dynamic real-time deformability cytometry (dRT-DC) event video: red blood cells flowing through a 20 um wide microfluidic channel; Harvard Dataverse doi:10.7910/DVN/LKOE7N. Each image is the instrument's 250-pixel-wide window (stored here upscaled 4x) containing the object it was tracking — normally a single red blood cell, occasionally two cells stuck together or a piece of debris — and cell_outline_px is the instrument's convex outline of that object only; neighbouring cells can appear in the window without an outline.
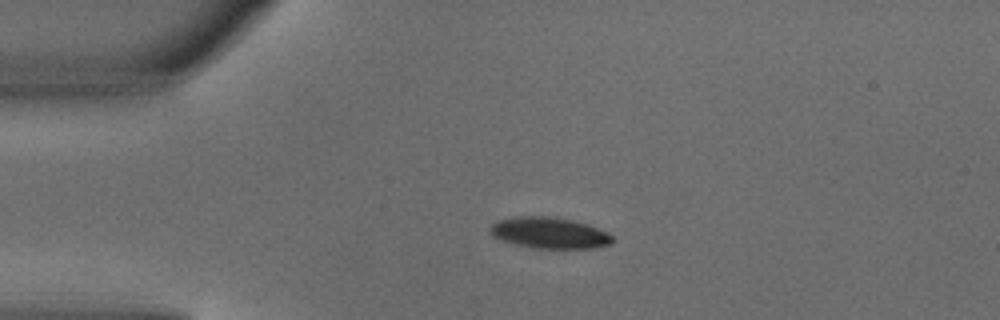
{"species": "common noctule bat (a hibernating species)", "species_latin": "Nyctalus noctula", "temperature_condition": "warm", "stored_images_in_passage": 5, "camera_frame_rate_fps": 3000, "um_per_image_px": 0.085, "animal": {"sex": "male", "body_mass_g": 18.8}, "frame": {"image": 1, "passage_image": 2, "time_ms": 0.333, "image_size_px": [1000, 320], "cell_outline_px": [[616, 240], [612, 244], [592, 248], [532, 248], [516, 244], [492, 236], [488, 232], [488, 228], [492, 224], [500, 220], [516, 216], [548, 216], [572, 220], [588, 224], [608, 232]], "centroid_in_image_um": [46.72, 19.79], "position_along_channel_um": 38.3, "area_um2": 22.31}}
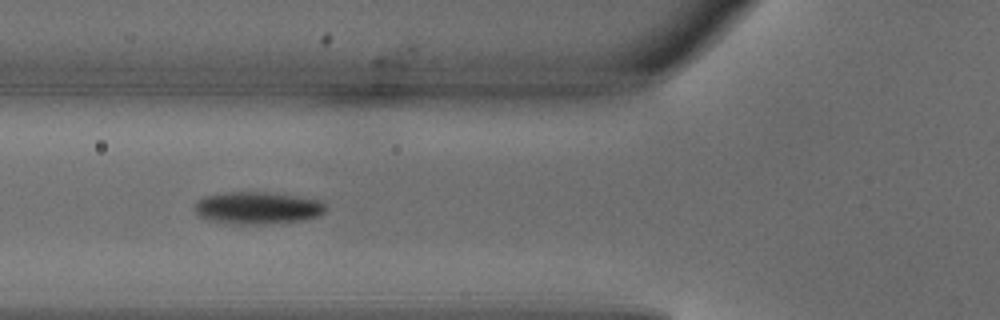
{"frame": {"image": 2, "passage_image": 4, "time_ms": 1.0, "image_size_px": [1000, 320], "cell_outline_px": [[324, 212], [316, 216], [304, 220], [268, 224], [232, 224], [208, 220], [196, 216], [196, 204], [204, 196], [224, 192], [264, 192], [296, 196], [320, 200], [324, 204]], "centroid_in_image_um": [21.86, 17.68], "position_along_channel_um": 103.9, "area_um2": 24.57}}
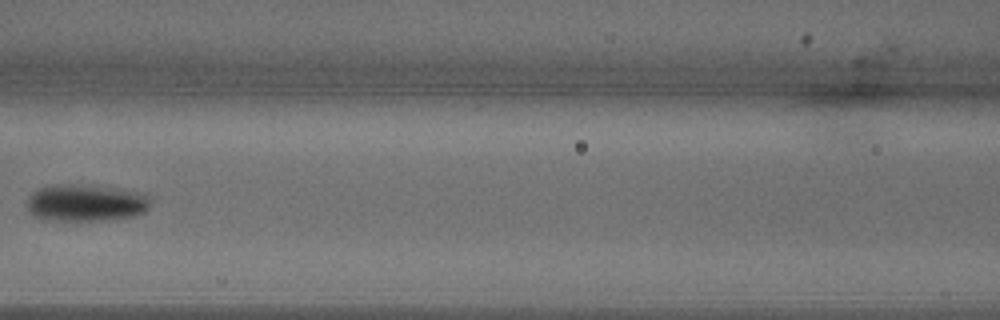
{"frame": {"image": 3, "passage_image": 5, "time_ms": 1.333, "image_size_px": [1000, 320], "cell_outline_px": [[152, 204], [144, 212], [136, 216], [112, 220], [40, 220], [32, 216], [28, 212], [28, 196], [32, 192], [40, 188], [56, 184], [68, 184], [112, 188], [148, 192]], "centroid_in_image_um": [7.33, 17.26], "position_along_channel_um": 159.3, "area_um2": 27.11}}